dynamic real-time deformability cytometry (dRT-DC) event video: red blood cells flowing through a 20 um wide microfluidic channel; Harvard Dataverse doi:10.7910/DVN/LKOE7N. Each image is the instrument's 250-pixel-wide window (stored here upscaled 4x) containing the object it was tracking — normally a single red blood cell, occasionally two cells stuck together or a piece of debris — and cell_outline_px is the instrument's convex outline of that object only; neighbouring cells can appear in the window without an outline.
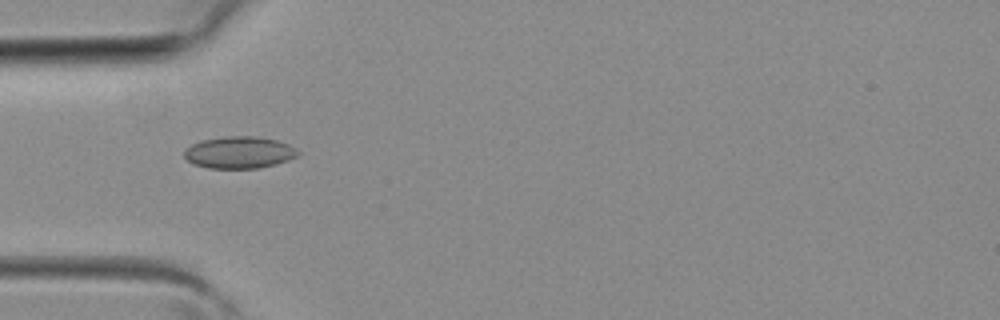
{"species": "common noctule bat (a hibernating species)", "species_latin": "Nyctalus noctula", "temperature_condition": "room temperature", "stored_images_in_passage": 2, "camera_frame_rate_fps": 3000, "um_per_image_px": 0.085, "animal": {"sex": "female", "body_mass_g": 19.3, "forearm_length_mm": 54.1}, "frame": {"image": 1, "passage_image": 1, "time_ms": 0.0, "image_size_px": [1000, 320], "cell_outline_px": [[300, 152], [296, 156], [288, 160], [276, 164], [256, 168], [208, 168], [192, 164], [184, 156], [184, 152], [192, 144], [204, 140], [224, 136], [252, 136], [276, 140], [288, 144], [296, 148]], "centroid_in_image_um": [20.34, 12.96], "position_along_channel_um": 64.7, "area_um2": 20.98}}
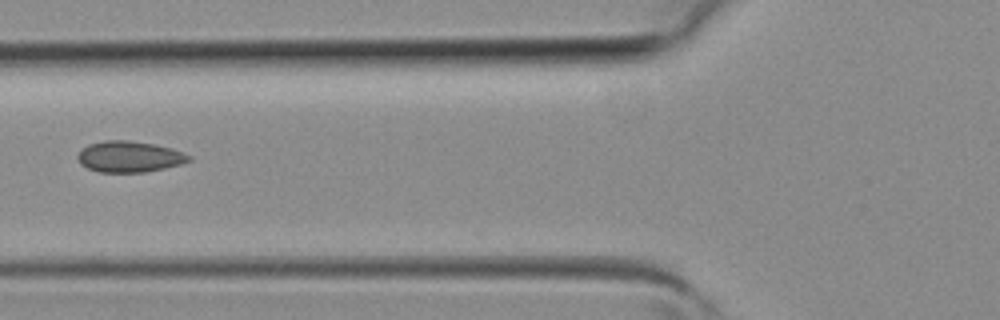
{"frame": {"image": 2, "passage_image": 2, "time_ms": 0.333, "image_size_px": [1000, 320], "cell_outline_px": [[192, 160], [180, 164], [164, 168], [144, 172], [100, 172], [88, 168], [80, 164], [76, 160], [76, 156], [80, 148], [88, 144], [104, 140], [128, 140], [152, 144], [172, 148], [192, 156]], "centroid_in_image_um": [10.95, 13.31], "position_along_channel_um": 114.9, "area_um2": 20.29}}